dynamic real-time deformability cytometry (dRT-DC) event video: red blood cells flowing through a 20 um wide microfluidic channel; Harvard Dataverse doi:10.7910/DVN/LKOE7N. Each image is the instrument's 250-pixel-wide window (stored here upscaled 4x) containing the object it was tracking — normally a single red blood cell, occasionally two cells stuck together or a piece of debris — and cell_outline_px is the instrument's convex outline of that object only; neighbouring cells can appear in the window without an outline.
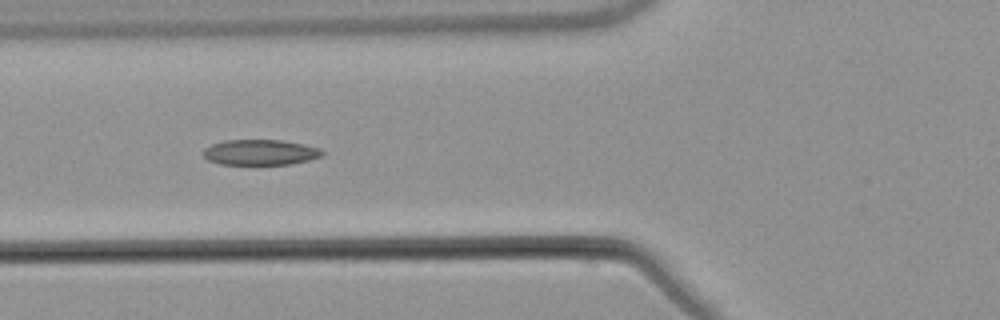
{"species": "common noctule bat (a hibernating species)", "species_latin": "Nyctalus noctula", "temperature_condition": "warm", "stored_images_in_passage": 7, "camera_frame_rate_fps": 3000, "um_per_image_px": 0.085, "animal": {"sex": "male", "body_mass_g": 21.5, "forearm_length_mm": 52.0}, "frame": {"image": 1, "passage_image": 6, "time_ms": 6.0, "image_size_px": [1000, 320], "cell_outline_px": [[324, 156], [292, 164], [220, 164], [208, 160], [204, 156], [204, 148], [212, 144], [224, 140], [280, 140], [304, 144], [320, 148], [324, 152]], "centroid_in_image_um": [22.15, 12.94], "position_along_channel_um": 103.7, "area_um2": 17.69}}
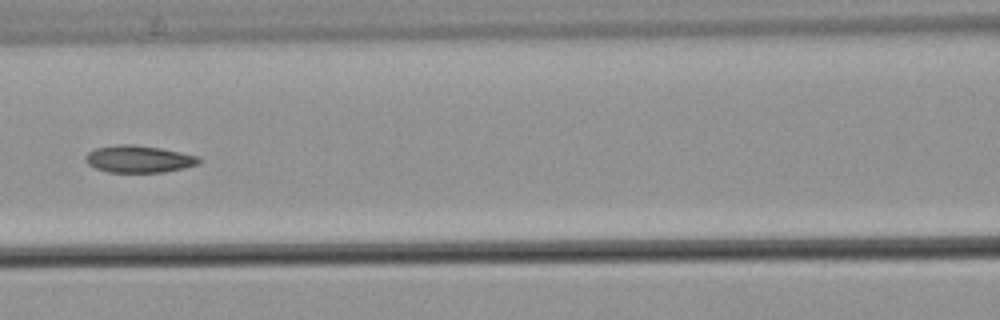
{"frame": {"image": 2, "passage_image": 7, "time_ms": 7.333, "image_size_px": [1000, 320], "cell_outline_px": [[200, 160], [196, 164], [184, 168], [164, 172], [108, 172], [96, 168], [88, 164], [84, 160], [84, 156], [88, 152], [96, 148], [116, 144], [136, 144], [160, 148], [200, 156]], "centroid_in_image_um": [11.76, 13.51], "position_along_channel_um": 154.8, "area_um2": 17.98}}